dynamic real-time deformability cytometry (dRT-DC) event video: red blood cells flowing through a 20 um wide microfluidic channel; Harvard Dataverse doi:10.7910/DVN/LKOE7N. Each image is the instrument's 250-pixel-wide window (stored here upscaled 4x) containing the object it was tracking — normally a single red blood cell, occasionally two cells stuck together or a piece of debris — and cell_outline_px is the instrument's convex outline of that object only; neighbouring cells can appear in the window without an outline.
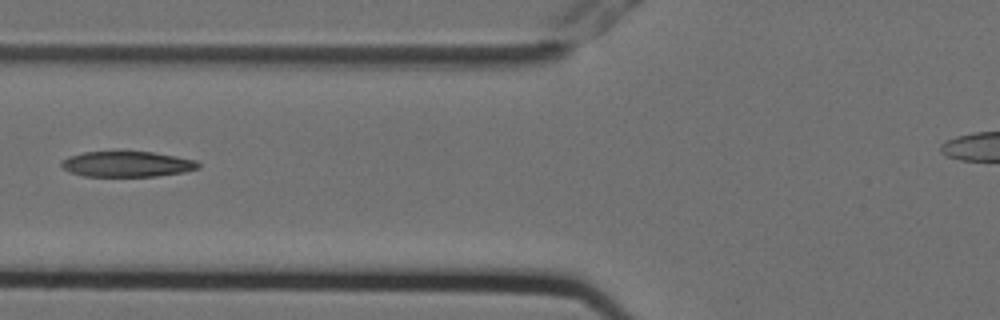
{"species": "Egyptian fruit bat (a non-hibernating species)", "species_latin": "Rousettus aegyptiacus", "temperature_condition": "cold", "stored_images_in_passage": 7, "camera_frame_rate_fps": 3000, "um_per_image_px": 0.085, "animal": {"sex": "female"}, "frame": {"image": 1, "passage_image": 7, "time_ms": 2.0, "image_size_px": [1000, 320], "cell_outline_px": [[200, 168], [184, 172], [156, 176], [84, 176], [68, 172], [60, 164], [60, 160], [68, 156], [84, 152], [152, 152], [176, 156], [196, 160], [200, 164]], "centroid_in_image_um": [10.78, 13.95], "position_along_channel_um": 115.0, "area_um2": 20.4}}